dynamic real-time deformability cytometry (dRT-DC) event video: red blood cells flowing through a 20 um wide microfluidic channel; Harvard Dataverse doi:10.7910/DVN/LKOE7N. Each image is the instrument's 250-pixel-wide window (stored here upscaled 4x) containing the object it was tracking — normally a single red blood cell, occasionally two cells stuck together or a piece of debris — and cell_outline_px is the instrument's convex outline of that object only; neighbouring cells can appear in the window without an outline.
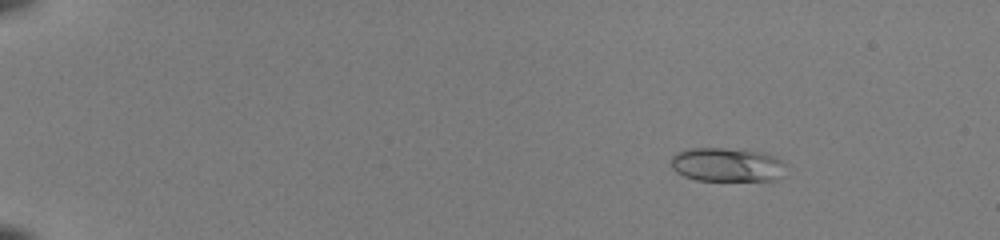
{"species": "common noctule bat (a hibernating species)", "species_latin": "Nyctalus noctula", "temperature_condition": "room temperature", "stored_images_in_passage": 45, "camera_frame_rate_fps": 3000, "um_per_image_px": 0.085, "animal": {"sex": "female", "body_mass_g": 22.0, "forearm_length_mm": 56.7}, "frame": {"image": 1, "passage_image": 1, "time_ms": 0.0, "image_size_px": [1000, 240], "cell_outline_px": [[788, 164], [780, 176], [776, 180], [696, 180], [684, 176], [676, 172], [672, 168], [672, 156], [676, 152], [688, 148], [744, 148], [764, 152], [776, 156]], "centroid_in_image_um": [61.83, 13.97], "position_along_channel_um": 23.2, "area_um2": 23.18}}
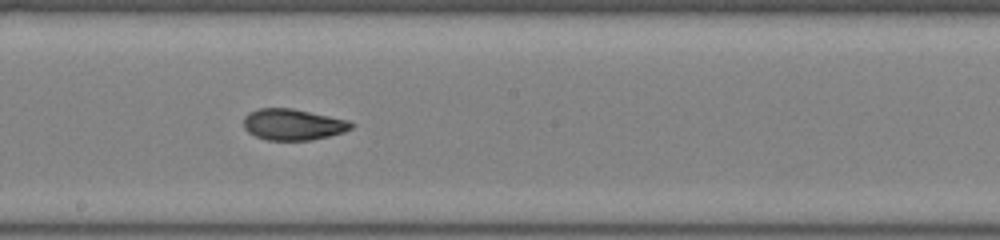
{"frame": {"image": 2, "passage_image": 25, "time_ms": 8.0, "image_size_px": [1000, 240], "cell_outline_px": [[356, 124], [352, 128], [344, 132], [328, 136], [308, 140], [268, 140], [256, 136], [248, 132], [244, 128], [244, 116], [248, 112], [260, 108], [292, 108], [348, 120]], "centroid_in_image_um": [24.9, 10.57], "position_along_channel_um": 223.3, "area_um2": 19.54}}
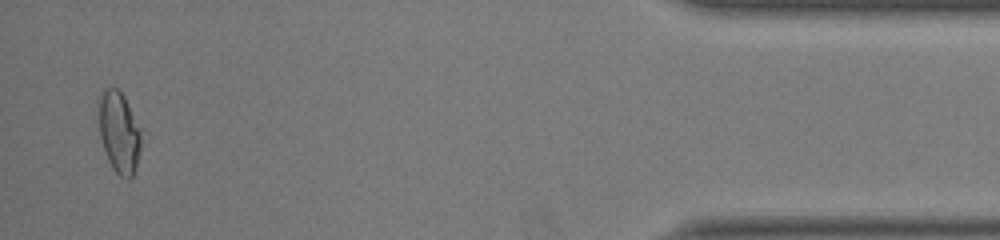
{"frame": {"image": 3, "passage_image": 44, "time_ms": 14.333, "image_size_px": [1000, 240], "cell_outline_px": [[144, 128], [136, 168], [132, 176], [128, 180], [120, 176], [112, 168], [108, 160], [100, 136], [96, 100], [108, 88], [116, 88], [124, 96]], "centroid_in_image_um": [10.15, 11.22], "position_along_channel_um": 425.0, "area_um2": 20.87}, "authors_computed_cell_mechanics": {"area_um2": 19.8254, "velocity_mm_per_s": 4.0955, "shape_relaxation_time_tau1_ms": 10.5556, "shape_relaxation_time_tau2_ms": 1.5582, "deformation_change_tau1": 0.2835, "deformation_change_tau2": 0.0724}}